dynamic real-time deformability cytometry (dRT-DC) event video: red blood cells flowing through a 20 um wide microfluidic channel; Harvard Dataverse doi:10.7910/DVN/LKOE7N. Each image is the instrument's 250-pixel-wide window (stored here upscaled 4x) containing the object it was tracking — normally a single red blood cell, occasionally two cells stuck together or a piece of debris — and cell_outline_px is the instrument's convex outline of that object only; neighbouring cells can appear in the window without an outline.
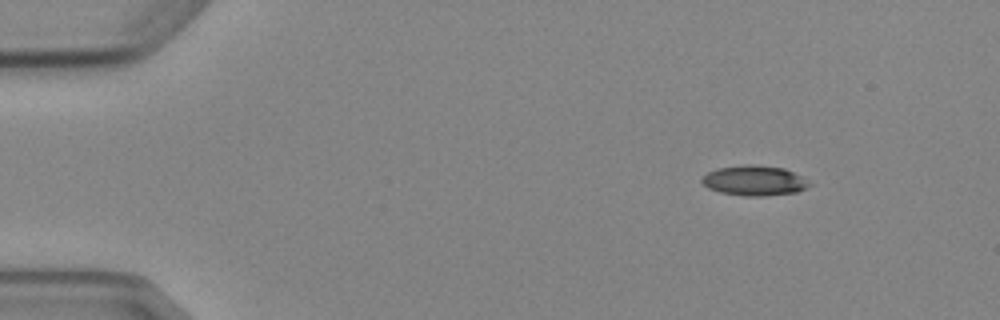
{"species": "Egyptian fruit bat (a non-hibernating species)", "species_latin": "Rousettus aegyptiacus", "temperature_condition": "cold", "stored_images_in_passage": 4, "camera_frame_rate_fps": 3000, "um_per_image_px": 0.085, "animal": {"sex": "female"}, "frame": {"image": 1, "passage_image": 1, "time_ms": 0.0, "image_size_px": [1000, 320], "cell_outline_px": [[812, 184], [796, 192], [764, 196], [744, 196], [720, 192], [708, 188], [700, 180], [708, 172], [716, 168], [748, 164], [784, 168], [800, 176]], "centroid_in_image_um": [64.08, 15.35], "position_along_channel_um": 20.9, "area_um2": 18.61}}
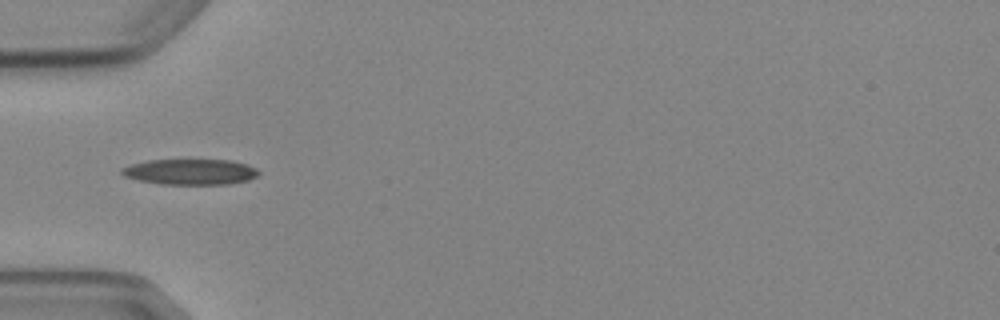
{"frame": {"image": 2, "passage_image": 4, "time_ms": 3.667, "image_size_px": [1000, 320], "cell_outline_px": [[260, 172], [256, 176], [248, 180], [228, 184], [160, 184], [140, 180], [124, 176], [120, 172], [120, 168], [132, 164], [148, 160], [228, 160], [248, 164], [256, 168]], "centroid_in_image_um": [16.18, 14.6], "position_along_channel_um": 68.8, "area_um2": 20.4}}